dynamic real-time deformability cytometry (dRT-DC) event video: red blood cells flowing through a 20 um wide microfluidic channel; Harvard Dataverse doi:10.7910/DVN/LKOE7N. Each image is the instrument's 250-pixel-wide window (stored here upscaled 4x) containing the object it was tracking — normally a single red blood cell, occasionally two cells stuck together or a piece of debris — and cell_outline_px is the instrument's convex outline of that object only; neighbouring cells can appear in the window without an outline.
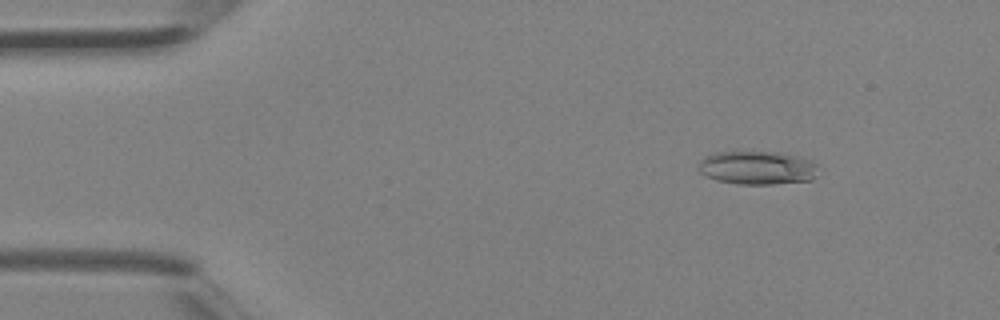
{"species": "Egyptian fruit bat (a non-hibernating species)", "species_latin": "Rousettus aegyptiacus", "temperature_condition": "room temperature", "stored_images_in_passage": 3, "camera_frame_rate_fps": 3000, "um_per_image_px": 0.085, "animal": {"sex": "female"}, "frame": {"image": 1, "passage_image": 1, "time_ms": 0.0, "image_size_px": [1000, 320], "cell_outline_px": [[816, 164], [812, 180], [772, 184], [740, 184], [716, 180], [704, 176], [700, 172], [700, 160], [704, 156], [712, 152], [780, 152], [812, 160]], "centroid_in_image_um": [64.32, 14.25], "position_along_channel_um": 20.7, "area_um2": 23.24}}
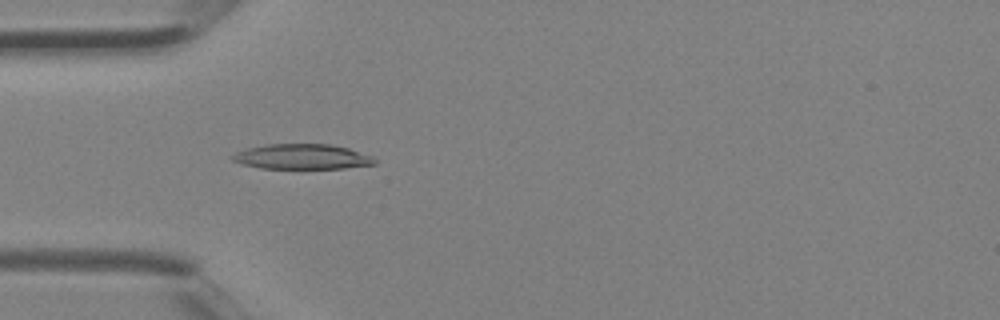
{"frame": {"image": 2, "passage_image": 3, "time_ms": 0.667, "image_size_px": [1000, 320], "cell_outline_px": [[376, 164], [344, 168], [260, 168], [240, 164], [232, 160], [232, 156], [236, 152], [248, 148], [268, 144], [332, 144], [348, 148], [372, 156], [376, 160]], "centroid_in_image_um": [25.68, 13.32], "position_along_channel_um": 59.3, "area_um2": 20.75}}